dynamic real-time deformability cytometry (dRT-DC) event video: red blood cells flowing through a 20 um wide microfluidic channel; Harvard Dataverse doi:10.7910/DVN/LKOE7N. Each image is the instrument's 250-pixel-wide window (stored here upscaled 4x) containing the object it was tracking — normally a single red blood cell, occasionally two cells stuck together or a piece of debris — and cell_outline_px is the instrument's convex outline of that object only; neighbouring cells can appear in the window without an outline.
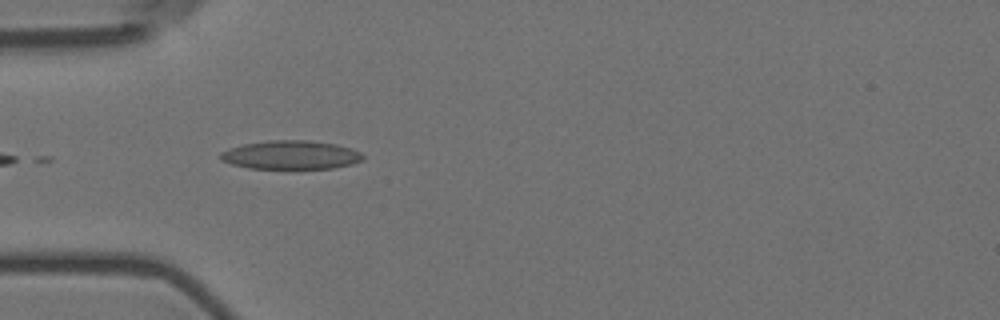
{"species": "Egyptian fruit bat (a non-hibernating species)", "species_latin": "Rousettus aegyptiacus", "temperature_condition": "room temperature", "stored_images_in_passage": 27, "camera_frame_rate_fps": 3000, "um_per_image_px": 0.085, "animal": {"sex": "female"}, "frame": {"image": 1, "passage_image": 3, "time_ms": 0.667, "image_size_px": [1000, 320], "cell_outline_px": [[364, 160], [352, 164], [332, 168], [248, 168], [232, 164], [220, 160], [220, 152], [228, 148], [244, 144], [268, 140], [308, 140], [336, 144], [352, 148], [360, 152], [364, 156]], "centroid_in_image_um": [24.73, 13.16], "position_along_channel_um": 60.3, "area_um2": 23.87}}